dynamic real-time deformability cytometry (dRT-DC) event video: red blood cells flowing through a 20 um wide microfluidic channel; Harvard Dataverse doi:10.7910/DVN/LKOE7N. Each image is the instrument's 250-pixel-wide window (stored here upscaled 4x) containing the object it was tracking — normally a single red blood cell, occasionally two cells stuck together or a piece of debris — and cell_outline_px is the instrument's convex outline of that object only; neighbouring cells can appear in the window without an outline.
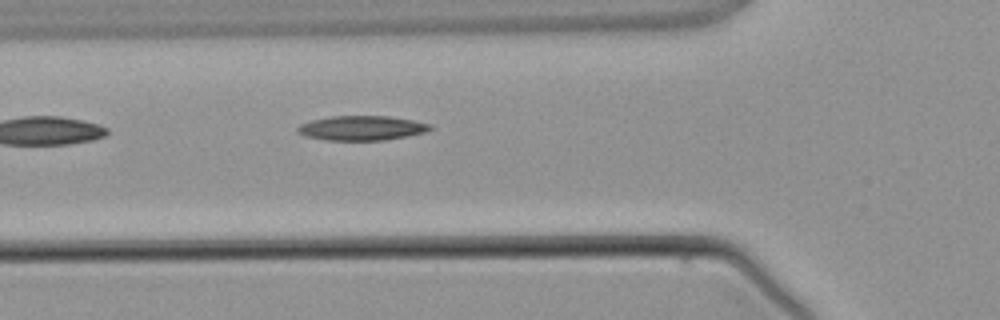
{"species": "common noctule bat (a hibernating species)", "species_latin": "Nyctalus noctula", "temperature_condition": "warm", "stored_images_in_passage": 4, "camera_frame_rate_fps": 3000, "um_per_image_px": 0.085, "animal": {"sex": "male", "body_mass_g": 21.5, "forearm_length_mm": 52.0}, "frame": {"image": 1, "passage_image": 4, "time_ms": 3.667, "image_size_px": [1000, 320], "cell_outline_px": [[432, 128], [424, 132], [384, 140], [324, 140], [304, 136], [296, 132], [296, 128], [300, 124], [312, 120], [332, 116], [388, 116], [412, 120], [432, 124]], "centroid_in_image_um": [30.69, 10.88], "position_along_channel_um": 95.1, "area_um2": 18.9}}